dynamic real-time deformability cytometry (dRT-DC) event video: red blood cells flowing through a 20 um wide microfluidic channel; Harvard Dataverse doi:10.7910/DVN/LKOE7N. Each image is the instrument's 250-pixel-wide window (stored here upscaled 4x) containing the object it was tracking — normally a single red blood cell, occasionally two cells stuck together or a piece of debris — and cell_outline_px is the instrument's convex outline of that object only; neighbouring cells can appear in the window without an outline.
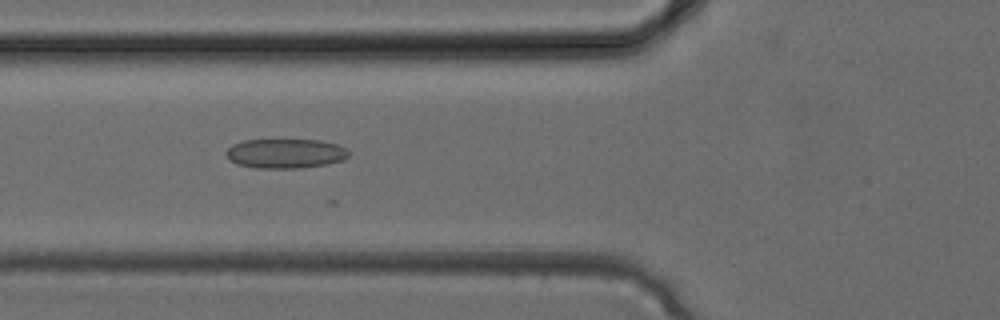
{"species": "common noctule bat (a hibernating species)", "species_latin": "Nyctalus noctula", "temperature_condition": "cold", "stored_images_in_passage": 34, "camera_frame_rate_fps": 3000, "um_per_image_px": 0.085, "animal": {"sex": "female", "body_mass_g": 24.6, "forearm_length_mm": 56.2}, "frame": {"image": 1, "passage_image": 13, "time_ms": 4.0, "image_size_px": [1000, 320], "cell_outline_px": [[348, 156], [344, 160], [328, 164], [300, 168], [256, 168], [236, 164], [228, 160], [224, 152], [232, 144], [244, 140], [320, 140], [336, 144], [344, 148], [348, 152]], "centroid_in_image_um": [24.21, 13.05], "position_along_channel_um": 101.6, "area_um2": 21.21}}
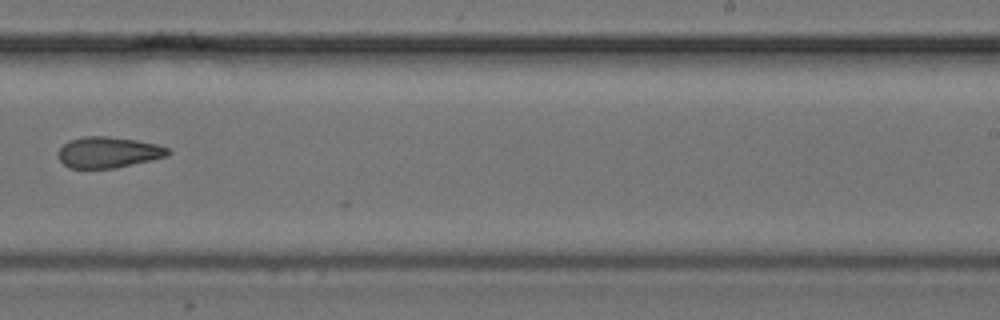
{"frame": {"image": 2, "passage_image": 22, "time_ms": 7.0, "image_size_px": [1000, 320], "cell_outline_px": [[172, 152], [168, 156], [152, 160], [116, 168], [68, 168], [60, 160], [60, 148], [68, 140], [84, 136], [108, 136], [136, 140], [156, 144], [168, 148]], "centroid_in_image_um": [9.24, 12.94], "position_along_channel_um": 279.8, "area_um2": 19.83}}
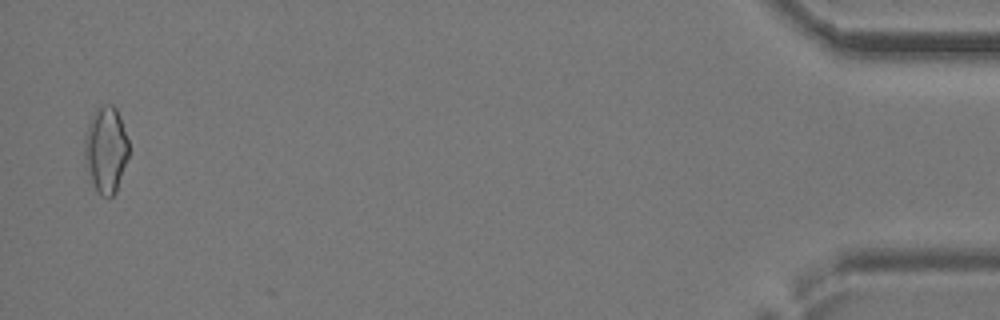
{"frame": {"image": 3, "passage_image": 34, "time_ms": 11.0, "image_size_px": [1000, 320], "cell_outline_px": [[128, 156], [116, 192], [112, 196], [100, 196], [92, 180], [84, 156], [84, 136], [88, 124], [96, 108], [104, 104], [112, 104], [116, 108], [120, 116], [128, 140]], "centroid_in_image_um": [9.0, 12.68], "position_along_channel_um": 426.2, "area_um2": 21.96}}